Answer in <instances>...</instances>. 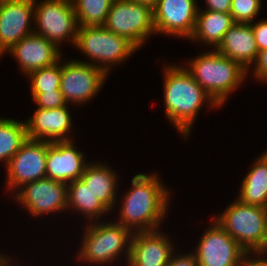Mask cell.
<instances>
[{"instance_id": "obj_1", "label": "cell", "mask_w": 267, "mask_h": 266, "mask_svg": "<svg viewBox=\"0 0 267 266\" xmlns=\"http://www.w3.org/2000/svg\"><path fill=\"white\" fill-rule=\"evenodd\" d=\"M156 173H137L122 196L116 222L132 232L160 229L170 204V189Z\"/></svg>"}, {"instance_id": "obj_2", "label": "cell", "mask_w": 267, "mask_h": 266, "mask_svg": "<svg viewBox=\"0 0 267 266\" xmlns=\"http://www.w3.org/2000/svg\"><path fill=\"white\" fill-rule=\"evenodd\" d=\"M165 63L163 68V90L165 116L186 139L190 137L195 119L206 104L212 109L220 106L194 80L184 65ZM173 64V65H172ZM207 102V103H206Z\"/></svg>"}, {"instance_id": "obj_3", "label": "cell", "mask_w": 267, "mask_h": 266, "mask_svg": "<svg viewBox=\"0 0 267 266\" xmlns=\"http://www.w3.org/2000/svg\"><path fill=\"white\" fill-rule=\"evenodd\" d=\"M186 65L184 68L220 107L250 76L237 61L215 49L200 53Z\"/></svg>"}, {"instance_id": "obj_4", "label": "cell", "mask_w": 267, "mask_h": 266, "mask_svg": "<svg viewBox=\"0 0 267 266\" xmlns=\"http://www.w3.org/2000/svg\"><path fill=\"white\" fill-rule=\"evenodd\" d=\"M214 220L251 257L267 254V208L241 203L238 199Z\"/></svg>"}, {"instance_id": "obj_5", "label": "cell", "mask_w": 267, "mask_h": 266, "mask_svg": "<svg viewBox=\"0 0 267 266\" xmlns=\"http://www.w3.org/2000/svg\"><path fill=\"white\" fill-rule=\"evenodd\" d=\"M103 222L86 223L77 260L95 266L110 265L121 260L120 256L124 253V262L128 263L133 232L117 222Z\"/></svg>"}, {"instance_id": "obj_6", "label": "cell", "mask_w": 267, "mask_h": 266, "mask_svg": "<svg viewBox=\"0 0 267 266\" xmlns=\"http://www.w3.org/2000/svg\"><path fill=\"white\" fill-rule=\"evenodd\" d=\"M79 52L90 58L91 65L102 69L107 75L115 65H121L138 49L125 37L109 31L104 26H79L75 46Z\"/></svg>"}, {"instance_id": "obj_7", "label": "cell", "mask_w": 267, "mask_h": 266, "mask_svg": "<svg viewBox=\"0 0 267 266\" xmlns=\"http://www.w3.org/2000/svg\"><path fill=\"white\" fill-rule=\"evenodd\" d=\"M33 22L34 33L59 49L65 41L75 46L79 25L71 0H34Z\"/></svg>"}, {"instance_id": "obj_8", "label": "cell", "mask_w": 267, "mask_h": 266, "mask_svg": "<svg viewBox=\"0 0 267 266\" xmlns=\"http://www.w3.org/2000/svg\"><path fill=\"white\" fill-rule=\"evenodd\" d=\"M103 26L128 39L137 49L156 34L153 8L130 0H113Z\"/></svg>"}, {"instance_id": "obj_9", "label": "cell", "mask_w": 267, "mask_h": 266, "mask_svg": "<svg viewBox=\"0 0 267 266\" xmlns=\"http://www.w3.org/2000/svg\"><path fill=\"white\" fill-rule=\"evenodd\" d=\"M192 252L198 266H244L251 258L214 218Z\"/></svg>"}, {"instance_id": "obj_10", "label": "cell", "mask_w": 267, "mask_h": 266, "mask_svg": "<svg viewBox=\"0 0 267 266\" xmlns=\"http://www.w3.org/2000/svg\"><path fill=\"white\" fill-rule=\"evenodd\" d=\"M61 67L60 91L68 105L90 102L108 76L102 69L76 59L62 60Z\"/></svg>"}, {"instance_id": "obj_11", "label": "cell", "mask_w": 267, "mask_h": 266, "mask_svg": "<svg viewBox=\"0 0 267 266\" xmlns=\"http://www.w3.org/2000/svg\"><path fill=\"white\" fill-rule=\"evenodd\" d=\"M11 195L34 217L67 210V184L50 178L26 183Z\"/></svg>"}, {"instance_id": "obj_12", "label": "cell", "mask_w": 267, "mask_h": 266, "mask_svg": "<svg viewBox=\"0 0 267 266\" xmlns=\"http://www.w3.org/2000/svg\"><path fill=\"white\" fill-rule=\"evenodd\" d=\"M48 141L27 139L6 165V188L15 192L22 185L46 178Z\"/></svg>"}, {"instance_id": "obj_13", "label": "cell", "mask_w": 267, "mask_h": 266, "mask_svg": "<svg viewBox=\"0 0 267 266\" xmlns=\"http://www.w3.org/2000/svg\"><path fill=\"white\" fill-rule=\"evenodd\" d=\"M197 0H158L153 8L156 35L178 37L189 41L198 12Z\"/></svg>"}, {"instance_id": "obj_14", "label": "cell", "mask_w": 267, "mask_h": 266, "mask_svg": "<svg viewBox=\"0 0 267 266\" xmlns=\"http://www.w3.org/2000/svg\"><path fill=\"white\" fill-rule=\"evenodd\" d=\"M34 0H0V57L34 33Z\"/></svg>"}, {"instance_id": "obj_15", "label": "cell", "mask_w": 267, "mask_h": 266, "mask_svg": "<svg viewBox=\"0 0 267 266\" xmlns=\"http://www.w3.org/2000/svg\"><path fill=\"white\" fill-rule=\"evenodd\" d=\"M85 157L72 140L48 142L46 178L65 184L80 179L90 163Z\"/></svg>"}, {"instance_id": "obj_16", "label": "cell", "mask_w": 267, "mask_h": 266, "mask_svg": "<svg viewBox=\"0 0 267 266\" xmlns=\"http://www.w3.org/2000/svg\"><path fill=\"white\" fill-rule=\"evenodd\" d=\"M161 229L133 232L127 266H167L176 249Z\"/></svg>"}, {"instance_id": "obj_17", "label": "cell", "mask_w": 267, "mask_h": 266, "mask_svg": "<svg viewBox=\"0 0 267 266\" xmlns=\"http://www.w3.org/2000/svg\"><path fill=\"white\" fill-rule=\"evenodd\" d=\"M68 107L67 104L53 109H35L34 114L25 121L27 138L48 142L74 140L68 135L73 130Z\"/></svg>"}, {"instance_id": "obj_18", "label": "cell", "mask_w": 267, "mask_h": 266, "mask_svg": "<svg viewBox=\"0 0 267 266\" xmlns=\"http://www.w3.org/2000/svg\"><path fill=\"white\" fill-rule=\"evenodd\" d=\"M54 43L45 37L32 33L15 43L7 52L17 60L20 72L27 76L30 72L49 67L63 56Z\"/></svg>"}, {"instance_id": "obj_19", "label": "cell", "mask_w": 267, "mask_h": 266, "mask_svg": "<svg viewBox=\"0 0 267 266\" xmlns=\"http://www.w3.org/2000/svg\"><path fill=\"white\" fill-rule=\"evenodd\" d=\"M218 53L237 61L249 74L259 50L250 24L234 23L215 49Z\"/></svg>"}, {"instance_id": "obj_20", "label": "cell", "mask_w": 267, "mask_h": 266, "mask_svg": "<svg viewBox=\"0 0 267 266\" xmlns=\"http://www.w3.org/2000/svg\"><path fill=\"white\" fill-rule=\"evenodd\" d=\"M118 173L106 162L89 163L81 179L91 190L95 197L110 211L117 205ZM118 184V185H117Z\"/></svg>"}, {"instance_id": "obj_21", "label": "cell", "mask_w": 267, "mask_h": 266, "mask_svg": "<svg viewBox=\"0 0 267 266\" xmlns=\"http://www.w3.org/2000/svg\"><path fill=\"white\" fill-rule=\"evenodd\" d=\"M201 10L198 8L195 29L189 40L216 49L235 22L230 13Z\"/></svg>"}, {"instance_id": "obj_22", "label": "cell", "mask_w": 267, "mask_h": 266, "mask_svg": "<svg viewBox=\"0 0 267 266\" xmlns=\"http://www.w3.org/2000/svg\"><path fill=\"white\" fill-rule=\"evenodd\" d=\"M256 159L242 179L236 199L243 204L267 208V159L263 154Z\"/></svg>"}, {"instance_id": "obj_23", "label": "cell", "mask_w": 267, "mask_h": 266, "mask_svg": "<svg viewBox=\"0 0 267 266\" xmlns=\"http://www.w3.org/2000/svg\"><path fill=\"white\" fill-rule=\"evenodd\" d=\"M67 210L85 216L88 222L98 221L110 211L94 196L83 180L77 179L67 184ZM100 218V219H99Z\"/></svg>"}, {"instance_id": "obj_24", "label": "cell", "mask_w": 267, "mask_h": 266, "mask_svg": "<svg viewBox=\"0 0 267 266\" xmlns=\"http://www.w3.org/2000/svg\"><path fill=\"white\" fill-rule=\"evenodd\" d=\"M27 139L25 121L0 117V162L5 167Z\"/></svg>"}, {"instance_id": "obj_25", "label": "cell", "mask_w": 267, "mask_h": 266, "mask_svg": "<svg viewBox=\"0 0 267 266\" xmlns=\"http://www.w3.org/2000/svg\"><path fill=\"white\" fill-rule=\"evenodd\" d=\"M79 26H103L113 0H71Z\"/></svg>"}, {"instance_id": "obj_26", "label": "cell", "mask_w": 267, "mask_h": 266, "mask_svg": "<svg viewBox=\"0 0 267 266\" xmlns=\"http://www.w3.org/2000/svg\"><path fill=\"white\" fill-rule=\"evenodd\" d=\"M61 60L49 67L32 71L26 76L31 82V93L61 92Z\"/></svg>"}, {"instance_id": "obj_27", "label": "cell", "mask_w": 267, "mask_h": 266, "mask_svg": "<svg viewBox=\"0 0 267 266\" xmlns=\"http://www.w3.org/2000/svg\"><path fill=\"white\" fill-rule=\"evenodd\" d=\"M262 0H232L230 14L235 23H252L261 10Z\"/></svg>"}, {"instance_id": "obj_28", "label": "cell", "mask_w": 267, "mask_h": 266, "mask_svg": "<svg viewBox=\"0 0 267 266\" xmlns=\"http://www.w3.org/2000/svg\"><path fill=\"white\" fill-rule=\"evenodd\" d=\"M36 108L53 109L66 106L67 103L61 92L31 93Z\"/></svg>"}, {"instance_id": "obj_29", "label": "cell", "mask_w": 267, "mask_h": 266, "mask_svg": "<svg viewBox=\"0 0 267 266\" xmlns=\"http://www.w3.org/2000/svg\"><path fill=\"white\" fill-rule=\"evenodd\" d=\"M254 67L250 68V72L252 71V76L254 79L258 81H262L263 84L267 83V48L259 51ZM253 69V70H252Z\"/></svg>"}, {"instance_id": "obj_30", "label": "cell", "mask_w": 267, "mask_h": 266, "mask_svg": "<svg viewBox=\"0 0 267 266\" xmlns=\"http://www.w3.org/2000/svg\"><path fill=\"white\" fill-rule=\"evenodd\" d=\"M259 51L267 48V19L250 23Z\"/></svg>"}, {"instance_id": "obj_31", "label": "cell", "mask_w": 267, "mask_h": 266, "mask_svg": "<svg viewBox=\"0 0 267 266\" xmlns=\"http://www.w3.org/2000/svg\"><path fill=\"white\" fill-rule=\"evenodd\" d=\"M173 252L170 261L167 266H198L197 259L192 252L187 254H175Z\"/></svg>"}, {"instance_id": "obj_32", "label": "cell", "mask_w": 267, "mask_h": 266, "mask_svg": "<svg viewBox=\"0 0 267 266\" xmlns=\"http://www.w3.org/2000/svg\"><path fill=\"white\" fill-rule=\"evenodd\" d=\"M206 8L204 10H210L214 12L230 13L232 0H205Z\"/></svg>"}, {"instance_id": "obj_33", "label": "cell", "mask_w": 267, "mask_h": 266, "mask_svg": "<svg viewBox=\"0 0 267 266\" xmlns=\"http://www.w3.org/2000/svg\"><path fill=\"white\" fill-rule=\"evenodd\" d=\"M244 266H267V261L263 257H251Z\"/></svg>"}, {"instance_id": "obj_34", "label": "cell", "mask_w": 267, "mask_h": 266, "mask_svg": "<svg viewBox=\"0 0 267 266\" xmlns=\"http://www.w3.org/2000/svg\"><path fill=\"white\" fill-rule=\"evenodd\" d=\"M13 260L14 259L12 257L10 259V257H8L6 254H0V266H17L15 263H11Z\"/></svg>"}, {"instance_id": "obj_35", "label": "cell", "mask_w": 267, "mask_h": 266, "mask_svg": "<svg viewBox=\"0 0 267 266\" xmlns=\"http://www.w3.org/2000/svg\"><path fill=\"white\" fill-rule=\"evenodd\" d=\"M130 1L150 5L152 8H154L158 3V0H130Z\"/></svg>"}, {"instance_id": "obj_36", "label": "cell", "mask_w": 267, "mask_h": 266, "mask_svg": "<svg viewBox=\"0 0 267 266\" xmlns=\"http://www.w3.org/2000/svg\"><path fill=\"white\" fill-rule=\"evenodd\" d=\"M262 154L267 159V150H265V152H263Z\"/></svg>"}]
</instances>
